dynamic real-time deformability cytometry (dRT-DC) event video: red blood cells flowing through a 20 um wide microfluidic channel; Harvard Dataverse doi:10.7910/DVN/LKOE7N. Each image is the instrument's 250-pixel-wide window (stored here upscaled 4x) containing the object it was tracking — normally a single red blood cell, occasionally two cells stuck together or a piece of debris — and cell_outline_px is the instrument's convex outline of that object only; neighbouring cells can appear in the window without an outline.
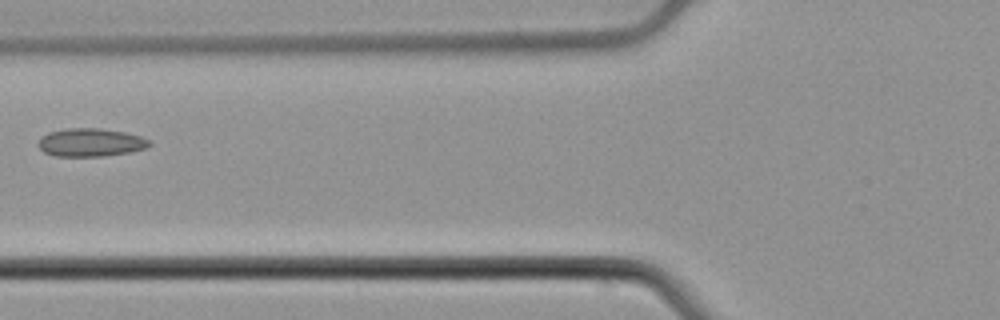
{"species": "common noctule bat (a hibernating species)", "species_latin": "Nyctalus noctula", "temperature_condition": "cold", "stored_images_in_passage": 4, "camera_frame_rate_fps": 3000, "um_per_image_px": 0.085, "animal": {"sex": "male", "body_mass_g": 21.5, "forearm_length_mm": 52.0}, "frame": {"image": 1, "passage_image": 4, "time_ms": 1.0, "image_size_px": [1000, 320], "cell_outline_px": [[152, 144], [144, 148], [132, 152], [104, 156], [56, 156], [44, 152], [36, 144], [48, 132], [68, 128], [100, 128], [124, 132], [140, 136], [152, 140]], "centroid_in_image_um": [7.73, 12.11], "position_along_channel_um": 118.1, "area_um2": 18.26}}